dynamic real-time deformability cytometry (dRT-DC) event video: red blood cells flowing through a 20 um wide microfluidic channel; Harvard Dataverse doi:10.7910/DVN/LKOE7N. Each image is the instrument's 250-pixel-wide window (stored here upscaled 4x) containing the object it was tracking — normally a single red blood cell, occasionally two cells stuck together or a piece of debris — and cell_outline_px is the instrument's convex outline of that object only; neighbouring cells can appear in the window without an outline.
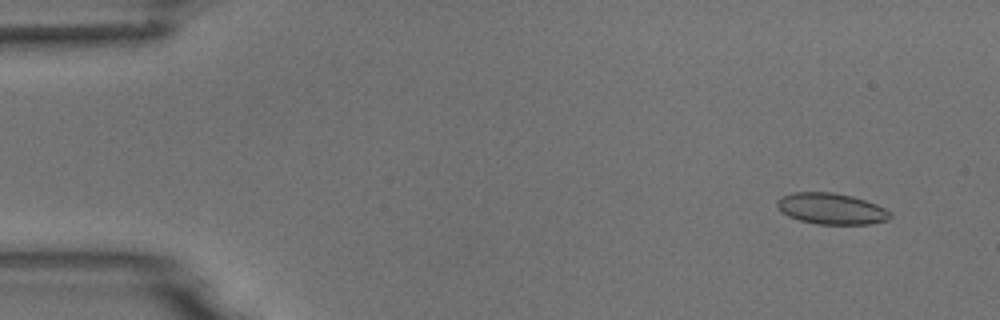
{"species": "common noctule bat (a hibernating species)", "species_latin": "Nyctalus noctula", "temperature_condition": "room temperature", "stored_images_in_passage": 4, "camera_frame_rate_fps": 3000, "um_per_image_px": 0.085, "animal": {"sex": "male", "body_mass_g": 18.8}, "frame": {"image": 1, "passage_image": 2, "time_ms": 0.333, "image_size_px": [1000, 320], "cell_outline_px": [[892, 216], [888, 220], [868, 224], [816, 224], [800, 220], [788, 216], [776, 204], [776, 200], [792, 192], [832, 192], [852, 196], [876, 204], [892, 212]], "centroid_in_image_um": [70.69, 17.74], "position_along_channel_um": 14.3, "area_um2": 20.4}}